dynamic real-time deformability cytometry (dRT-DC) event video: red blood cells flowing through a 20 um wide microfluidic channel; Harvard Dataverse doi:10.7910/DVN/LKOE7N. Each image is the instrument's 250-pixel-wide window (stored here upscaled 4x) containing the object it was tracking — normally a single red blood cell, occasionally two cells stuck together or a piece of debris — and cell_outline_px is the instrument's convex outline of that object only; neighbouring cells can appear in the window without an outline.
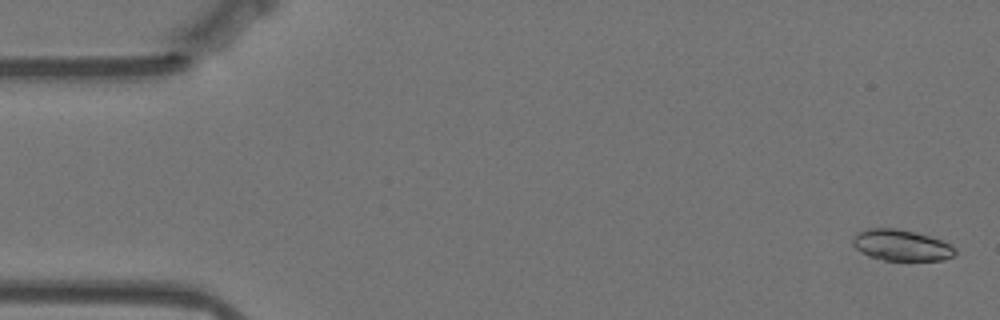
{"species": "Egyptian fruit bat (a non-hibernating species)", "species_latin": "Rousettus aegyptiacus", "temperature_condition": "warm", "stored_images_in_passage": 58, "camera_frame_rate_fps": 3000, "um_per_image_px": 0.085, "animal": {"sex": "female"}, "frame": {"image": 1, "passage_image": 2, "time_ms": 0.333, "image_size_px": [1000, 320], "cell_outline_px": [[956, 256], [944, 260], [884, 260], [868, 256], [856, 248], [852, 244], [852, 236], [856, 232], [868, 228], [896, 228], [916, 232], [940, 240], [956, 248]], "centroid_in_image_um": [76.59, 20.84], "position_along_channel_um": 8.4, "area_um2": 18.67}}
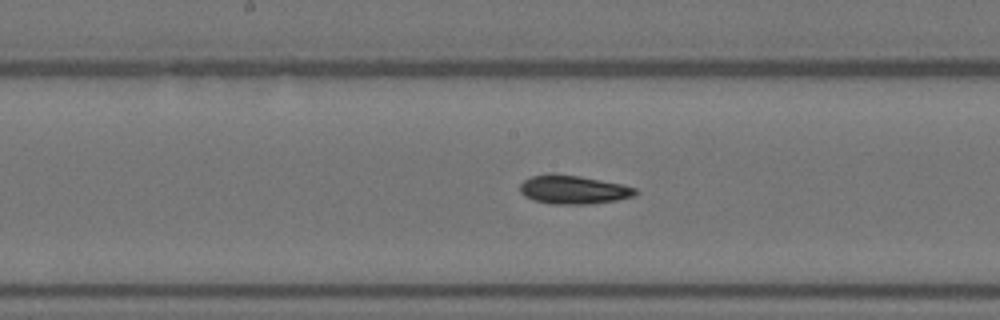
{"frame": {"image": 2, "passage_image": 29, "time_ms": 9.333, "image_size_px": [1000, 320], "cell_outline_px": [[640, 192], [636, 196], [616, 200], [588, 204], [556, 204], [532, 200], [524, 196], [520, 192], [520, 184], [524, 180], [532, 176], [548, 172], [552, 172], [580, 176], [624, 184], [636, 188]], "centroid_in_image_um": [48.75, 16.1], "position_along_channel_um": 199.5, "area_um2": 19.65}}
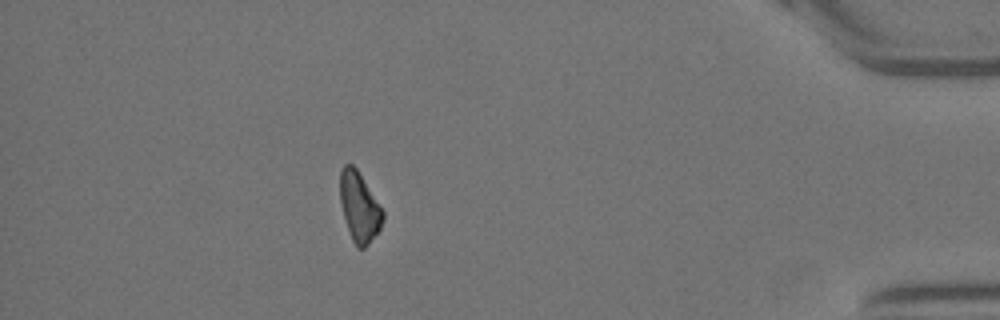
{"frame": {"image": 3, "passage_image": 51, "time_ms": 16.667, "image_size_px": [1000, 320], "cell_outline_px": [[384, 220], [380, 228], [368, 244], [364, 248], [356, 248], [352, 240], [340, 204], [340, 168], [344, 164], [352, 164], [356, 168], [384, 212]], "centroid_in_image_um": [30.53, 17.59], "position_along_channel_um": 404.7, "area_um2": 17.17}, "authors_computed_cell_mechanics": {"area_um2": 18.8139, "velocity_mm_per_s": 3.5103, "shape_relaxation_time_tau1_ms": 4.5631, "shape_relaxation_time_tau2_ms": 5.4343, "deformation_change_tau1": 0.1456, "deformation_change_tau2": 0.1318}}